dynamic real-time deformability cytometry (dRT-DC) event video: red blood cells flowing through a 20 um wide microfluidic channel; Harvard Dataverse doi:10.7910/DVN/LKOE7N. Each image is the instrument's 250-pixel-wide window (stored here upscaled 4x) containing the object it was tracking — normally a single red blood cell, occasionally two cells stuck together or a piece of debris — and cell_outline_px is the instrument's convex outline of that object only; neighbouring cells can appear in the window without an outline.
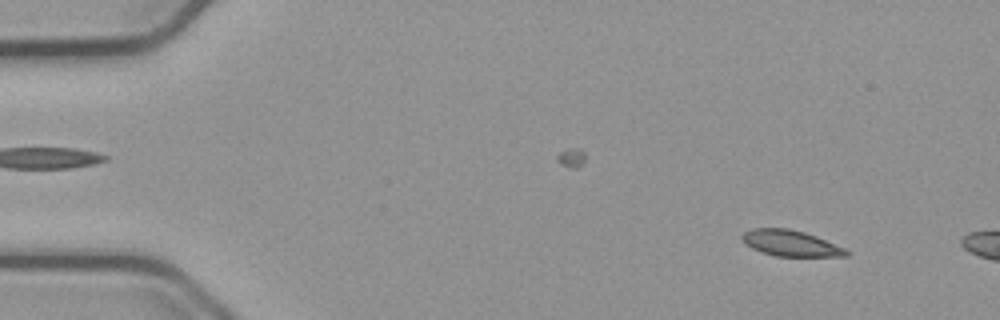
{"species": "common noctule bat (a hibernating species)", "species_latin": "Nyctalus noctula", "temperature_condition": "cold", "stored_images_in_passage": 10, "camera_frame_rate_fps": 3000, "um_per_image_px": 0.085, "animal": {"sex": "male", "body_mass_g": 23.1, "forearm_length_mm": 52.7}, "frame": {"image": 1, "passage_image": 5, "time_ms": 1.333, "image_size_px": [1000, 320], "cell_outline_px": [[852, 252], [848, 256], [776, 256], [752, 248], [744, 244], [740, 236], [744, 232], [752, 228], [788, 228], [804, 232], [816, 236], [844, 248]], "centroid_in_image_um": [67.19, 20.67], "position_along_channel_um": 17.8, "area_um2": 15.72}}